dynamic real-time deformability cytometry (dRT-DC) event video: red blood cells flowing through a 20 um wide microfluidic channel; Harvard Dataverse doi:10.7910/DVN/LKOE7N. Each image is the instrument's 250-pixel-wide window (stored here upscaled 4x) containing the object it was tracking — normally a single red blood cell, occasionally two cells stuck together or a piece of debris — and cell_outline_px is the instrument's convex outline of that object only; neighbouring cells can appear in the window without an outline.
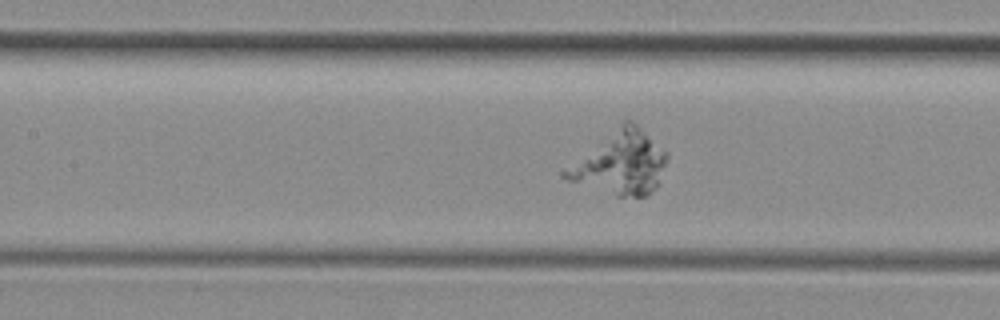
{"species": "common noctule bat (a hibernating species)", "species_latin": "Nyctalus noctula", "temperature_condition": "room temperature", "stored_images_in_passage": 41, "camera_frame_rate_fps": 3000, "um_per_image_px": 0.085, "animal": {"sex": "female", "body_mass_g": 29.2, "forearm_length_mm": 56.3}, "frame": {"image": 1, "passage_image": 13, "time_ms": 4.0, "image_size_px": [1000, 320], "cell_outline_px": [[668, 156], [656, 188], [648, 196], [616, 196], [568, 180], [560, 176], [560, 172], [624, 120], [632, 120], [668, 152]], "centroid_in_image_um": [52.75, 13.85], "position_along_channel_um": 154.7, "area_um2": 36.99}}
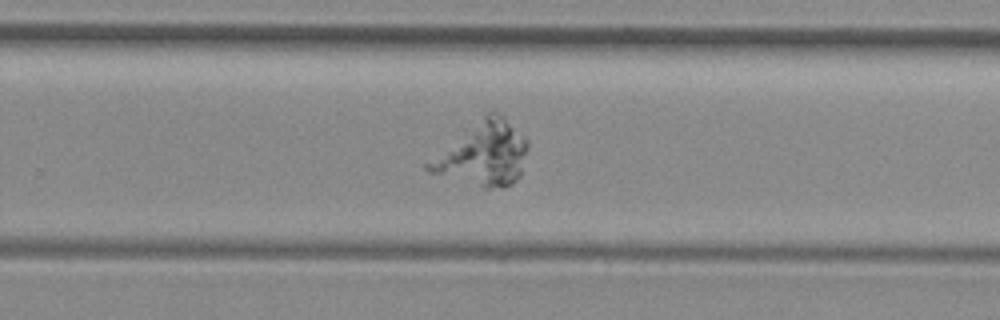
{"frame": {"image": 2, "passage_image": 23, "time_ms": 7.333, "image_size_px": [1000, 320], "cell_outline_px": [[528, 148], [520, 176], [512, 184], [504, 188], [484, 188], [428, 172], [424, 168], [424, 164], [488, 112], [500, 112], [528, 140]], "centroid_in_image_um": [41.1, 13.11], "position_along_channel_um": 288.7, "area_um2": 36.41}}
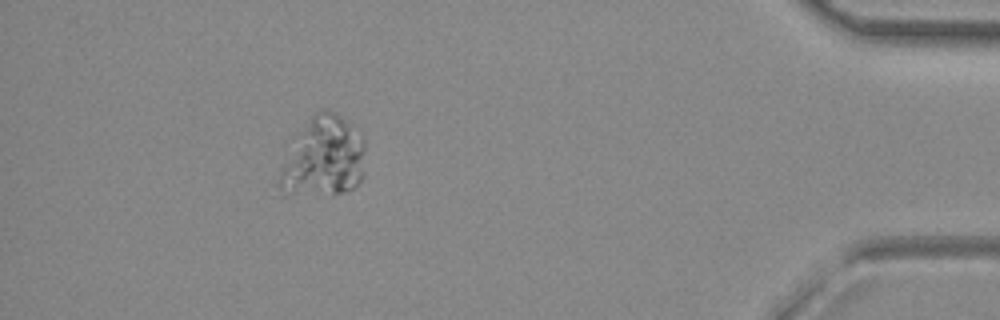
{"frame": {"image": 3, "passage_image": 36, "time_ms": 11.667, "image_size_px": [1000, 320], "cell_outline_px": [[364, 176], [352, 188], [344, 192], [284, 196], [276, 184], [276, 180], [280, 168], [292, 136], [316, 112], [328, 108], [340, 116], [364, 140]], "centroid_in_image_um": [27.4, 13.39], "position_along_channel_um": 407.8, "area_um2": 40.69}}